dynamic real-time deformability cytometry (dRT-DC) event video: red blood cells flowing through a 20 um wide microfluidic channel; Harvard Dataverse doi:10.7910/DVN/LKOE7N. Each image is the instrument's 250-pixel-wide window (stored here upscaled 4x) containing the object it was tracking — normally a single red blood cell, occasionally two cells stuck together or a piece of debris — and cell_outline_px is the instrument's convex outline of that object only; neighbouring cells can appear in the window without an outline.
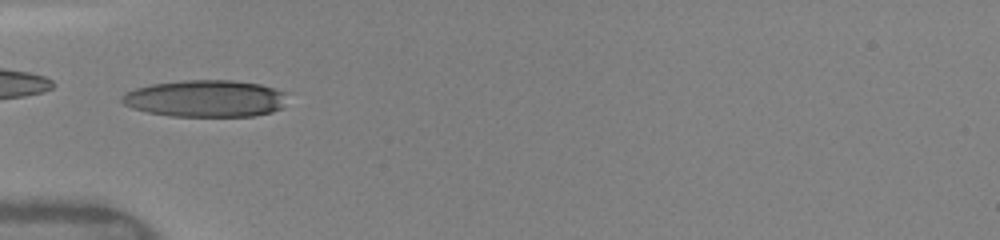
{"species": "human", "species_latin": "Homo sapiens", "temperature_condition": "warm", "stored_images_in_passage": 33, "camera_frame_rate_fps": 3000, "um_per_image_px": 0.085, "donor": {"sex": "female"}, "frame": {"image": 1, "passage_image": 1, "time_ms": 0.0, "image_size_px": [1000, 240], "cell_outline_px": [[284, 108], [272, 112], [256, 116], [172, 116], [148, 112], [132, 108], [124, 104], [120, 100], [120, 96], [136, 88], [152, 84], [184, 80], [232, 80], [260, 84], [284, 92]], "centroid_in_image_um": [17.47, 8.38], "position_along_channel_um": 67.5, "area_um2": 35.55}, "authors_computed_cell_mechanics": {"area_um2": 36.1828, "velocity_mm_per_s": 4.1324, "shape_relaxation_time_tau1_ms": 4.0811, "shape_relaxation_time_tau2_ms": null, "deformation_change_tau1": 0.2042, "deformation_change_tau2": null}}